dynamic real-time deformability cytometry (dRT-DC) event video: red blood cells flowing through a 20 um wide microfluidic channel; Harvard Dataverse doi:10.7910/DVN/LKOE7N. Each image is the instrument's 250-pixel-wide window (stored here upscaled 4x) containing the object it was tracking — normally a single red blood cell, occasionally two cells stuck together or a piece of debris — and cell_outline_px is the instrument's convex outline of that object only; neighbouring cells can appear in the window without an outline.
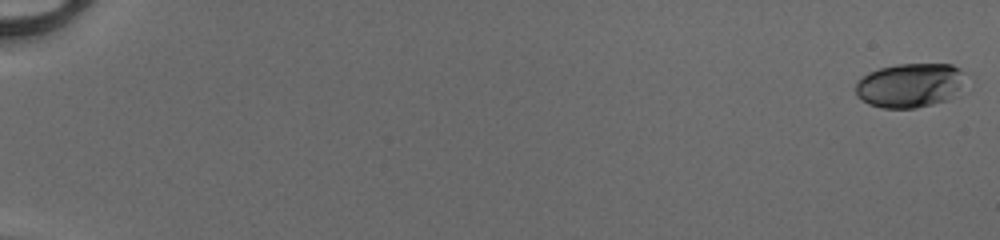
{"species": "human", "species_latin": "Homo sapiens", "temperature_condition": "cold", "stored_images_in_passage": 52, "camera_frame_rate_fps": 3000, "um_per_image_px": 0.085, "donor": {"sex": "male"}, "frame": {"image": 1, "passage_image": 1, "time_ms": 0.0, "image_size_px": [1000, 240], "cell_outline_px": [[960, 84], [948, 100], [916, 108], [880, 108], [868, 104], [856, 96], [856, 80], [868, 72], [880, 68], [896, 64], [952, 64], [960, 68]], "centroid_in_image_um": [77.22, 7.25], "position_along_channel_um": 7.8, "area_um2": 27.98}}
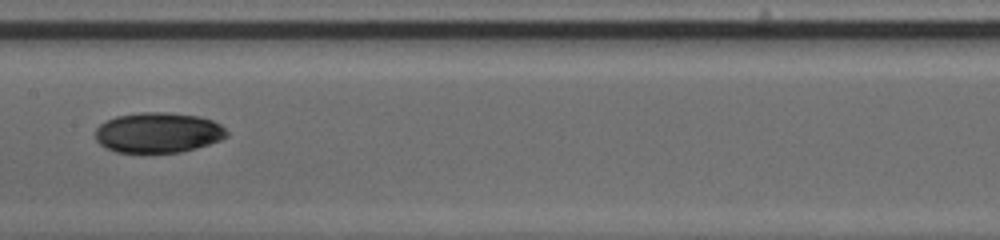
{"frame": {"image": 2, "passage_image": 30, "time_ms": 9.667, "image_size_px": [1000, 240], "cell_outline_px": [[228, 136], [220, 140], [196, 148], [180, 152], [116, 152], [104, 148], [96, 140], [96, 128], [100, 124], [116, 116], [140, 112], [164, 112], [200, 116], [212, 120], [220, 124], [228, 132]], "centroid_in_image_um": [13.44, 11.27], "position_along_channel_um": 194.0, "area_um2": 30.87}}
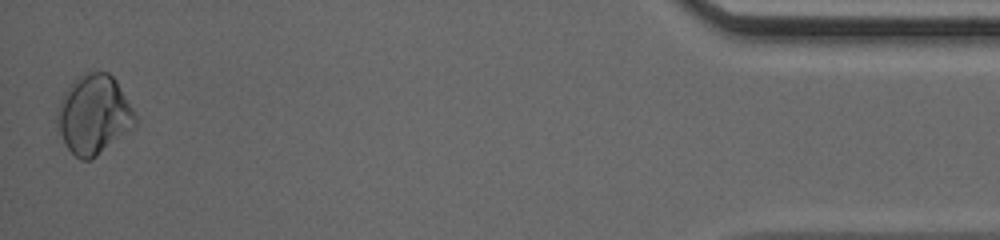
{"frame": {"image": 3, "passage_image": 52, "time_ms": 17.0, "image_size_px": [1000, 240], "cell_outline_px": [[136, 124], [132, 128], [96, 156], [88, 160], [80, 160], [68, 148], [60, 132], [56, 120], [56, 108], [64, 92], [72, 80], [76, 76], [84, 72], [108, 72], [116, 80], [132, 108], [136, 116]], "centroid_in_image_um": [7.94, 9.7], "position_along_channel_um": 427.3, "area_um2": 35.78}, "authors_computed_cell_mechanics": {"area_um2": 29.8537, "velocity_mm_per_s": 4.1715, "shape_relaxation_time_tau1_ms": 4.4171, "shape_relaxation_time_tau2_ms": null, "deformation_change_tau1": 0.1008, "deformation_change_tau2": null}}